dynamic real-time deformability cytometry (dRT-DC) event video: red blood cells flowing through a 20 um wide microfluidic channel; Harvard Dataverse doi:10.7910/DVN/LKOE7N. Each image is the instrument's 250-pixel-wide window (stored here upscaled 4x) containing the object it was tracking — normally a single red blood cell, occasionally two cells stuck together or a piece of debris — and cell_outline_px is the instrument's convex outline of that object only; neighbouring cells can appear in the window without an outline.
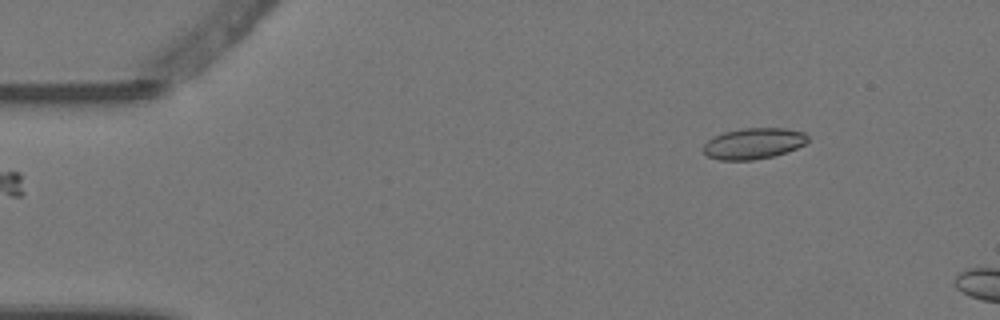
{"species": "Egyptian fruit bat (a non-hibernating species)", "species_latin": "Rousettus aegyptiacus", "temperature_condition": "warm", "stored_images_in_passage": 5, "camera_frame_rate_fps": 3000, "um_per_image_px": 0.085, "animal": {"sex": "female"}, "frame": {"image": 1, "passage_image": 5, "time_ms": 1.333, "image_size_px": [1000, 320], "cell_outline_px": [[808, 140], [804, 144], [796, 148], [772, 156], [752, 160], [720, 160], [708, 156], [704, 152], [704, 144], [708, 140], [724, 132], [740, 128], [784, 128], [804, 132], [808, 136]], "centroid_in_image_um": [64.05, 12.19], "position_along_channel_um": 20.9, "area_um2": 18.67}}